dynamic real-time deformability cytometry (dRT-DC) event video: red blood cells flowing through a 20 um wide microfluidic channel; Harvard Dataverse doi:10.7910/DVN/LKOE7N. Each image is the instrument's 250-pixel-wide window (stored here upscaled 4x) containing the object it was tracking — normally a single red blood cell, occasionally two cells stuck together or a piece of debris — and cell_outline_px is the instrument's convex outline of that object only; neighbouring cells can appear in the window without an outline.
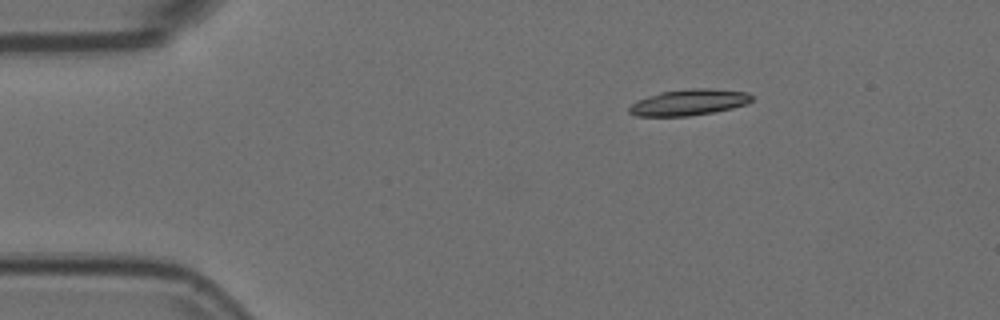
{"species": "Egyptian fruit bat (a non-hibernating species)", "species_latin": "Rousettus aegyptiacus", "temperature_condition": "room temperature", "stored_images_in_passage": 4, "segment_of_instrument_passage": [1, 2], "camera_frame_rate_fps": 3000, "um_per_image_px": 0.085, "animal": {"sex": "female"}, "frame": {"image": 1, "passage_image": 1, "time_ms": 0.0, "image_size_px": [1000, 320], "cell_outline_px": [[752, 100], [748, 104], [732, 108], [712, 112], [688, 116], [636, 116], [628, 112], [628, 108], [632, 104], [648, 96], [660, 92], [688, 88], [708, 88], [748, 92], [752, 96]], "centroid_in_image_um": [58.58, 8.69], "position_along_channel_um": 26.4, "area_um2": 18.61}}
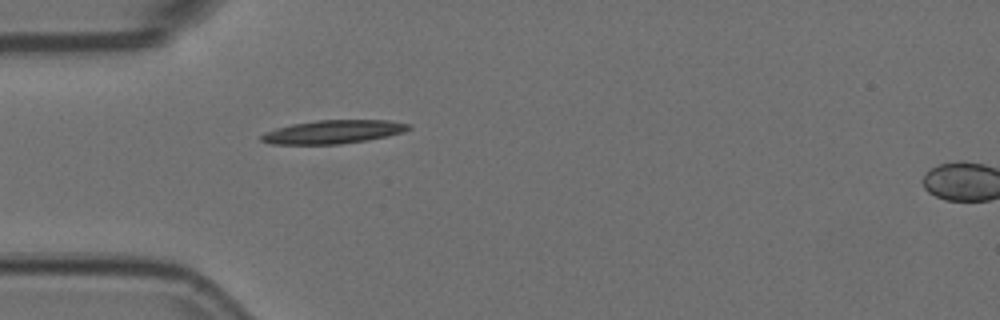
{"frame": {"image": 2, "passage_image": 3, "time_ms": 0.667, "image_size_px": [1000, 320], "cell_outline_px": [[412, 128], [404, 132], [388, 136], [368, 140], [340, 144], [272, 144], [260, 140], [260, 136], [264, 132], [276, 128], [292, 124], [316, 120], [388, 120], [412, 124]], "centroid_in_image_um": [28.35, 11.2], "position_along_channel_um": 56.6, "area_um2": 20.29}}